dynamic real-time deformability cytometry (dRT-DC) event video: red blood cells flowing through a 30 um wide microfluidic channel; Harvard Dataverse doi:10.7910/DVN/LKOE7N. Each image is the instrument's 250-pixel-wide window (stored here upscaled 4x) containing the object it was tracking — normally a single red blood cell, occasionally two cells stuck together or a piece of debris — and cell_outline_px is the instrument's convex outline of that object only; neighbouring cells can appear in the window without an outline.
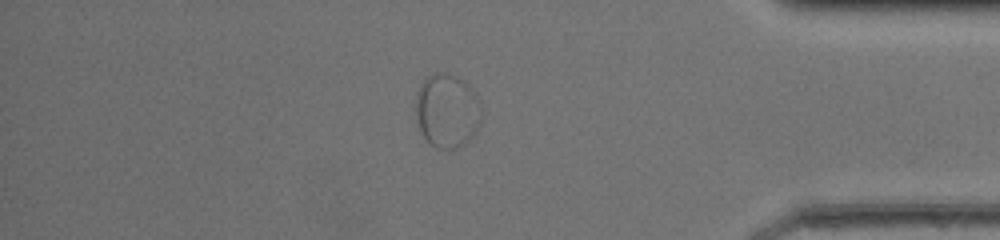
{"species": "common noctule bat (a hibernating species)", "species_latin": "Nyctalus noctula", "temperature_condition": "room temperature", "stored_images_in_passage": 50, "segment_of_instrument_passage": [2, 2], "camera_frame_rate_fps": 3000, "um_per_image_px": 0.085, "animal": {"sex": "female", "body_mass_g": 20.0, "forearm_length_mm": 54.0}, "frame": {"image": 1, "passage_image": 43, "time_ms": 14.0, "image_size_px": [1000, 240], "cell_outline_px": [[484, 112], [476, 132], [464, 144], [456, 148], [436, 148], [428, 144], [420, 132], [412, 112], [416, 92], [420, 84], [428, 76], [436, 72], [448, 72], [464, 80], [476, 92]], "centroid_in_image_um": [37.97, 9.4], "position_along_channel_um": 397.2, "area_um2": 29.54}}
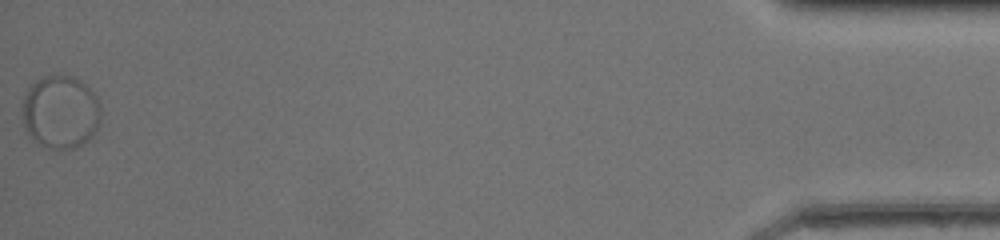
{"frame": {"image": 2, "passage_image": 50, "time_ms": 16.333, "image_size_px": [1000, 240], "cell_outline_px": [[100, 120], [92, 136], [84, 144], [76, 148], [44, 148], [28, 136], [24, 124], [20, 108], [24, 96], [28, 88], [36, 80], [44, 76], [72, 76], [80, 80], [96, 96], [100, 104]], "centroid_in_image_um": [5.11, 9.54], "position_along_channel_um": 430.1, "area_um2": 33.76}}